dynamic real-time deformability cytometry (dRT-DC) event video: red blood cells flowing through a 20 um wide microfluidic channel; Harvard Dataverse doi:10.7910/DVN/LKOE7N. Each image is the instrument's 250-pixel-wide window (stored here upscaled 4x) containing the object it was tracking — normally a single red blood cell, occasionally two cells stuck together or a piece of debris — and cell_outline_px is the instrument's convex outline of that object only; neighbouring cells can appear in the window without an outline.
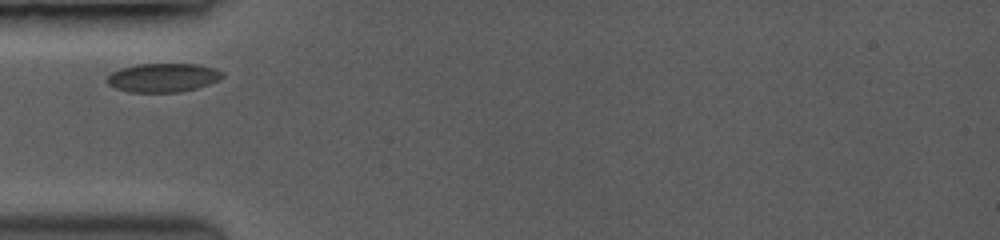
{"species": "common noctule bat (a hibernating species)", "species_latin": "Nyctalus noctula", "temperature_condition": "room temperature", "stored_images_in_passage": 57, "camera_frame_rate_fps": 3500, "um_per_image_px": 0.085, "animal": {"sex": "female", "body_mass_g": 19.0, "forearm_length_mm": 53.3}, "frame": {"image": 1, "passage_image": 1, "time_ms": 0.0, "image_size_px": [1000, 240], "cell_outline_px": [[224, 76], [220, 80], [196, 88], [176, 92], [132, 92], [116, 88], [108, 84], [104, 80], [112, 72], [120, 68], [136, 64], [196, 64], [216, 68], [224, 72]], "centroid_in_image_um": [13.86, 6.59], "position_along_channel_um": 71.1, "area_um2": 19.42}}
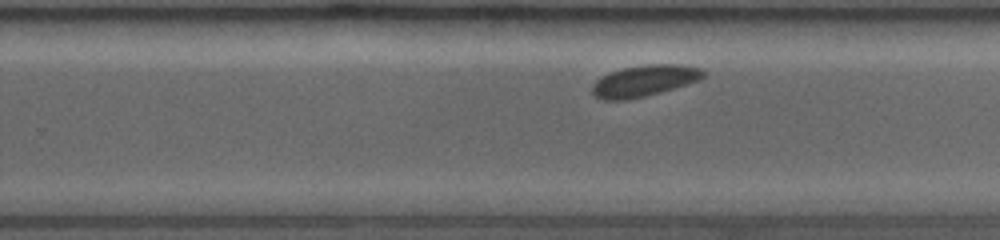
{"frame": {"image": 2, "passage_image": 37, "time_ms": 5.429, "image_size_px": [1000, 240], "cell_outline_px": [[704, 76], [696, 80], [672, 88], [644, 96], [624, 100], [604, 100], [596, 96], [592, 92], [592, 88], [596, 80], [608, 72], [624, 68], [648, 64], [680, 64], [700, 68], [704, 72]], "centroid_in_image_um": [54.71, 6.85], "position_along_channel_um": 275.1, "area_um2": 19.77}}
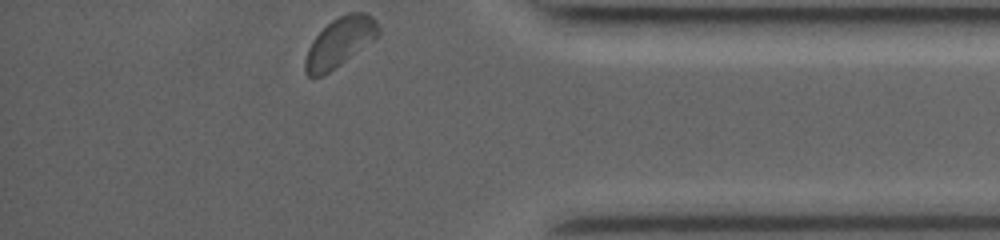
{"frame": {"image": 3, "passage_image": 57, "time_ms": 9.143, "image_size_px": [1000, 240], "cell_outline_px": [[380, 28], [376, 36], [372, 40], [324, 76], [312, 80], [304, 72], [304, 60], [308, 48], [316, 36], [332, 20], [348, 12], [368, 12], [376, 20]], "centroid_in_image_um": [28.83, 3.61], "position_along_channel_um": 406.4, "area_um2": 20.87}}